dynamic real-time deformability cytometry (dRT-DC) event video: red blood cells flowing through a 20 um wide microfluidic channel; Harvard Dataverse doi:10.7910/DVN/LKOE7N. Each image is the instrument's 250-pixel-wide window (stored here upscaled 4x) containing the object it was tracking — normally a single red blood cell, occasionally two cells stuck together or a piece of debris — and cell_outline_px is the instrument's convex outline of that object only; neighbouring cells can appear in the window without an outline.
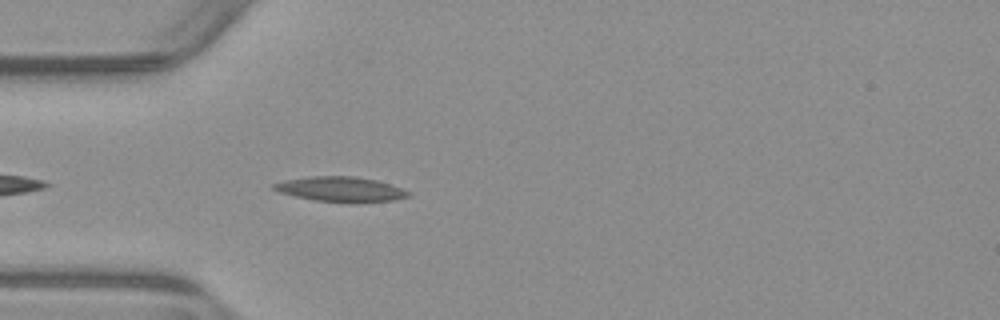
{"species": "common noctule bat (a hibernating species)", "species_latin": "Nyctalus noctula", "temperature_condition": "warm", "stored_images_in_passage": 23, "camera_frame_rate_fps": 3000, "um_per_image_px": 0.085, "animal": {"sex": "male", "body_mass_g": 23.1, "forearm_length_mm": 52.7}, "frame": {"image": 1, "passage_image": 4, "time_ms": 1.0, "image_size_px": [1000, 320], "cell_outline_px": [[412, 192], [408, 196], [392, 200], [316, 200], [296, 196], [280, 192], [272, 188], [272, 184], [284, 180], [312, 176], [356, 176], [376, 180]], "centroid_in_image_um": [28.9, 16.03], "position_along_channel_um": 56.1, "area_um2": 18.5}}
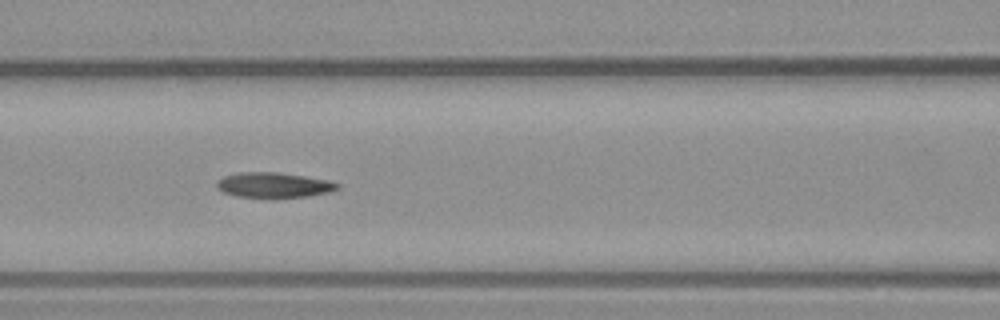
{"frame": {"image": 2, "passage_image": 11, "time_ms": 3.333, "image_size_px": [1000, 320], "cell_outline_px": [[340, 188], [328, 192], [308, 196], [272, 200], [268, 200], [236, 196], [224, 192], [216, 188], [216, 180], [224, 176], [240, 172], [280, 172], [328, 180], [340, 184]], "centroid_in_image_um": [23.24, 15.76], "position_along_channel_um": 143.4, "area_um2": 18.44}}
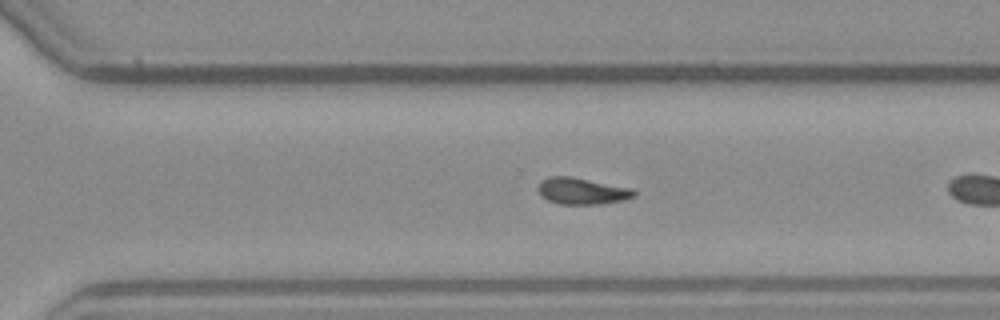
{"frame": {"image": 3, "passage_image": 22, "time_ms": 7.0, "image_size_px": [1000, 320], "cell_outline_px": [[636, 196], [624, 200], [604, 204], [556, 204], [540, 196], [536, 188], [540, 180], [548, 176], [572, 176], [632, 188], [636, 192]], "centroid_in_image_um": [49.43, 16.24], "position_along_channel_um": 321.2, "area_um2": 15.26}}